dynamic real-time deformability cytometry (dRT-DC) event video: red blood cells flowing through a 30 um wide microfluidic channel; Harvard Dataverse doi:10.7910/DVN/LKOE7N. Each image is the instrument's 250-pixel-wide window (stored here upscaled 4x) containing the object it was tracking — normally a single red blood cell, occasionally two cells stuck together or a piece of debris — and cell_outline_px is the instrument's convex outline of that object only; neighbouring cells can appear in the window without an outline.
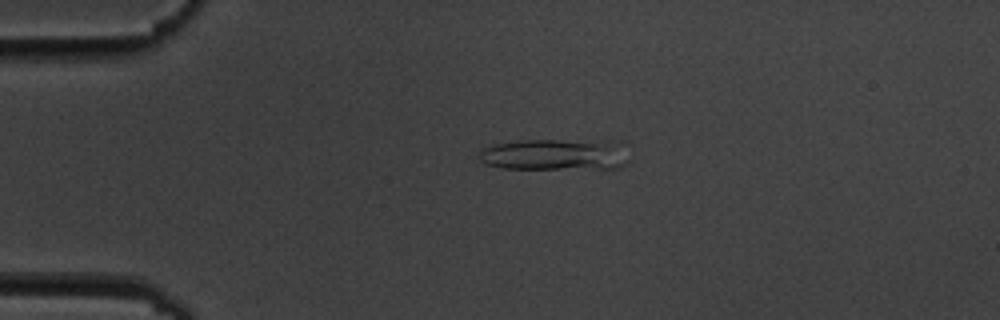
{"species": "common noctule bat (a hibernating species)", "species_latin": "Nyctalus noctula", "temperature_condition": "cold", "stored_images_in_passage": 14, "camera_frame_rate_fps": 3000, "um_per_image_px": 0.085, "animal": {"sex": "male", "body_mass_g": 19.5, "forearm_length_mm": 54.6}, "frame": {"image": 1, "passage_image": 10, "time_ms": 3.0, "image_size_px": [1000, 320], "cell_outline_px": [[632, 144], [628, 164], [620, 168], [500, 168], [484, 164], [480, 160], [480, 152], [484, 148], [496, 144], [520, 140], [624, 140]], "centroid_in_image_um": [47.43, 13.11], "position_along_channel_um": 37.6, "area_um2": 28.55}}